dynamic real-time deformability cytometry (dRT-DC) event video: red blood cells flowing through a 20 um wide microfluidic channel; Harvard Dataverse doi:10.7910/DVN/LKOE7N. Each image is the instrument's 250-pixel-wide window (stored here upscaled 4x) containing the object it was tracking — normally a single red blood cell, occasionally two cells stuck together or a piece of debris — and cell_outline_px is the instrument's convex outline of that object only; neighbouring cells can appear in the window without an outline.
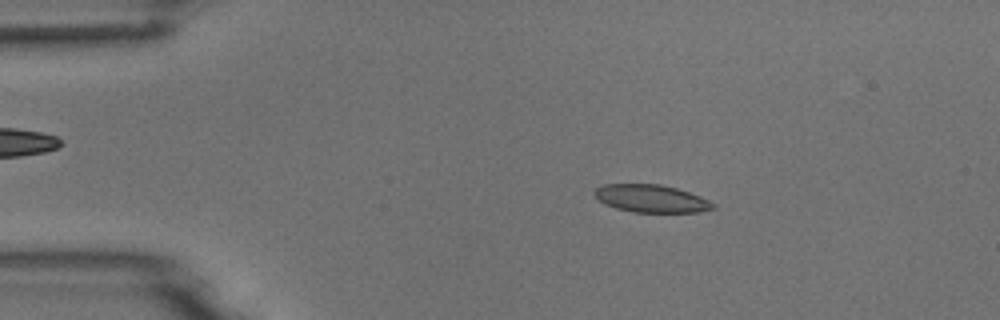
{"species": "common noctule bat (a hibernating species)", "species_latin": "Nyctalus noctula", "temperature_condition": "room temperature", "stored_images_in_passage": 53, "camera_frame_rate_fps": 3000, "um_per_image_px": 0.085, "animal": {"sex": "male", "body_mass_g": 18.8}, "frame": {"image": 1, "passage_image": 9, "time_ms": 2.667, "image_size_px": [1000, 320], "cell_outline_px": [[716, 208], [700, 212], [632, 212], [616, 208], [604, 204], [592, 192], [596, 188], [604, 184], [660, 184], [676, 188], [700, 196], [716, 204]], "centroid_in_image_um": [55.36, 16.88], "position_along_channel_um": 29.6, "area_um2": 19.13}}
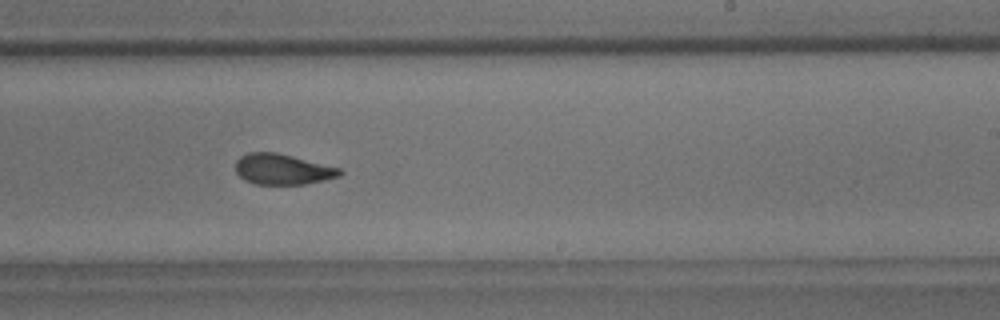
{"frame": {"image": 2, "passage_image": 32, "time_ms": 10.333, "image_size_px": [1000, 320], "cell_outline_px": [[344, 172], [340, 176], [324, 180], [304, 184], [256, 184], [244, 180], [236, 172], [236, 160], [240, 156], [248, 152], [276, 152], [340, 168]], "centroid_in_image_um": [24.01, 14.38], "position_along_channel_um": 265.0, "area_um2": 18.55}}
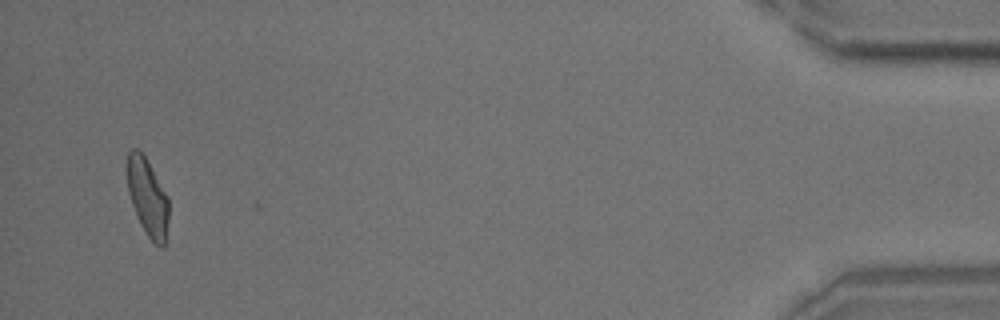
{"frame": {"image": 3, "passage_image": 51, "time_ms": 16.667, "image_size_px": [1000, 320], "cell_outline_px": [[168, 220], [164, 248], [160, 248], [148, 236], [140, 224], [132, 204], [128, 192], [128, 152], [132, 148], [136, 148], [144, 156], [168, 196]], "centroid_in_image_um": [12.56, 16.8], "position_along_channel_um": 422.6, "area_um2": 18.38}, "authors_computed_cell_mechanics": {"area_um2": 19.3052, "velocity_mm_per_s": 3.7613, "shape_relaxation_time_tau1_ms": 4.7204, "shape_relaxation_time_tau2_ms": 1.8439, "deformation_change_tau1": 0.1594, "deformation_change_tau2": 0.0689}}